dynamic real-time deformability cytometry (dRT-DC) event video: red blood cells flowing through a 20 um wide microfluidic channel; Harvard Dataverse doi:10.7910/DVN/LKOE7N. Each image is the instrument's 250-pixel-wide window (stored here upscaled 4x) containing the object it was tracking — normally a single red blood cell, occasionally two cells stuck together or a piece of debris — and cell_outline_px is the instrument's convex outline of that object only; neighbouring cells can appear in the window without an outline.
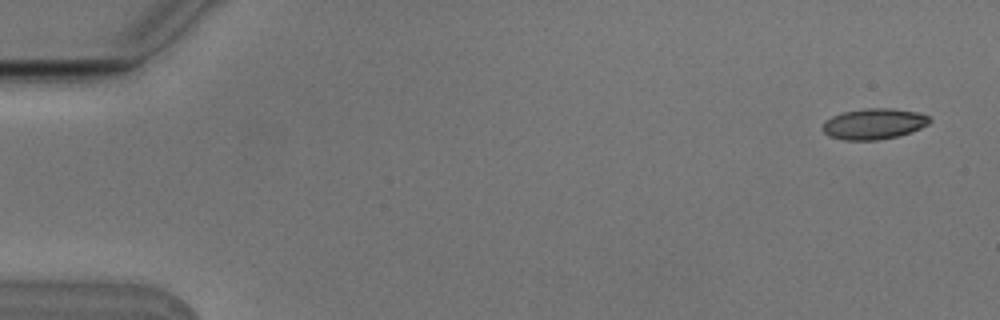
{"species": "Egyptian fruit bat (a non-hibernating species)", "species_latin": "Rousettus aegyptiacus", "temperature_condition": "cold", "stored_images_in_passage": 2, "camera_frame_rate_fps": 3000, "um_per_image_px": 0.085, "animal": {"sex": "male"}, "frame": {"image": 1, "passage_image": 1, "time_ms": 0.0, "image_size_px": [1000, 320], "cell_outline_px": [[932, 120], [928, 124], [912, 132], [880, 140], [844, 140], [828, 136], [820, 128], [824, 120], [832, 116], [844, 112], [864, 108], [892, 108], [916, 112], [928, 116]], "centroid_in_image_um": [74.24, 10.53], "position_along_channel_um": 10.8, "area_um2": 19.36}}